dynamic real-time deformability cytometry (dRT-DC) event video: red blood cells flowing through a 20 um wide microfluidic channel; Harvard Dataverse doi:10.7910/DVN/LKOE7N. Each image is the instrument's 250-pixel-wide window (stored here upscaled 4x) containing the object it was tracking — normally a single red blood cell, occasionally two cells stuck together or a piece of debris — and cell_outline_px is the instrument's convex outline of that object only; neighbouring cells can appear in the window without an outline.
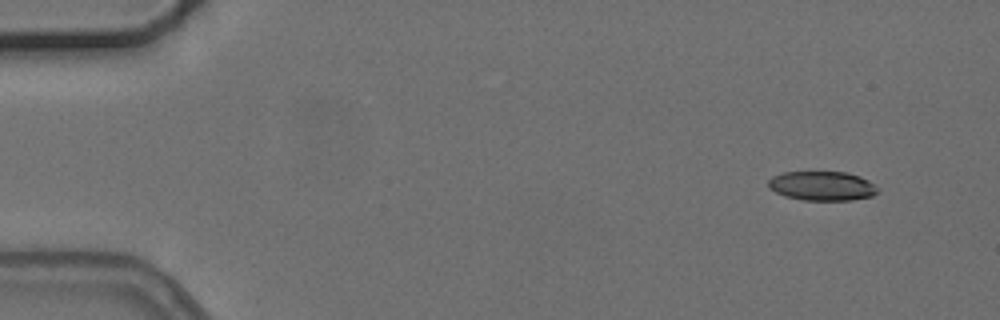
{"species": "common noctule bat (a hibernating species)", "species_latin": "Nyctalus noctula", "temperature_condition": "cold", "stored_images_in_passage": 5, "camera_frame_rate_fps": 3000, "um_per_image_px": 0.085, "animal": {"sex": "female", "body_mass_g": 24.6, "forearm_length_mm": 56.2}, "frame": {"image": 1, "passage_image": 1, "time_ms": 0.0, "image_size_px": [1000, 320], "cell_outline_px": [[880, 188], [872, 196], [852, 200], [804, 200], [784, 196], [768, 188], [768, 180], [772, 176], [784, 172], [844, 172], [860, 176], [868, 180]], "centroid_in_image_um": [69.87, 15.8], "position_along_channel_um": 15.1, "area_um2": 18.73}}
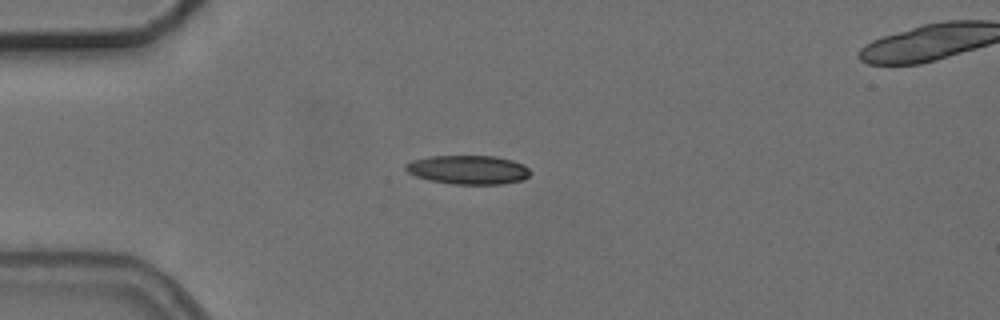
{"frame": {"image": 2, "passage_image": 4, "time_ms": 3.333, "image_size_px": [1000, 320], "cell_outline_px": [[532, 172], [524, 180], [504, 184], [452, 184], [428, 180], [416, 176], [408, 172], [404, 168], [404, 164], [412, 160], [428, 156], [496, 156], [512, 160], [524, 164]], "centroid_in_image_um": [39.8, 14.43], "position_along_channel_um": 45.2, "area_um2": 21.27}}